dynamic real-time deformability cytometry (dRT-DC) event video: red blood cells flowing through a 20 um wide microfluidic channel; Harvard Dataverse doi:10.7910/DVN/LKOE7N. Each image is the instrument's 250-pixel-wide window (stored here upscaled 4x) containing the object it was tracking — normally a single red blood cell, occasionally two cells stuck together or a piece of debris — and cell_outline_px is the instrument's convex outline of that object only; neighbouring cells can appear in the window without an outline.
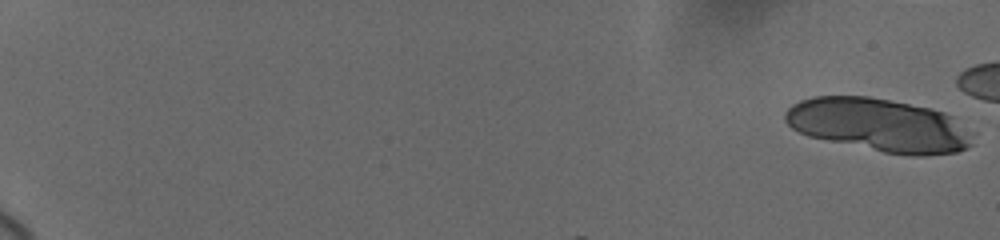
{"species": "human", "species_latin": "Homo sapiens", "temperature_condition": "cold", "stored_images_in_passage": 24, "camera_frame_rate_fps": 3000, "um_per_image_px": 0.085, "donor": {"sex": "female"}, "frame": {"image": 1, "passage_image": 1, "time_ms": 0.0, "image_size_px": [1000, 240], "cell_outline_px": [[972, 144], [968, 148], [956, 152], [924, 156], [916, 156], [884, 152], [808, 136], [792, 128], [784, 120], [784, 112], [792, 104], [800, 100], [812, 96], [868, 96], [928, 108], [944, 112], [952, 116]], "centroid_in_image_um": [74.6, 10.62], "position_along_channel_um": 10.4, "area_um2": 57.16}}